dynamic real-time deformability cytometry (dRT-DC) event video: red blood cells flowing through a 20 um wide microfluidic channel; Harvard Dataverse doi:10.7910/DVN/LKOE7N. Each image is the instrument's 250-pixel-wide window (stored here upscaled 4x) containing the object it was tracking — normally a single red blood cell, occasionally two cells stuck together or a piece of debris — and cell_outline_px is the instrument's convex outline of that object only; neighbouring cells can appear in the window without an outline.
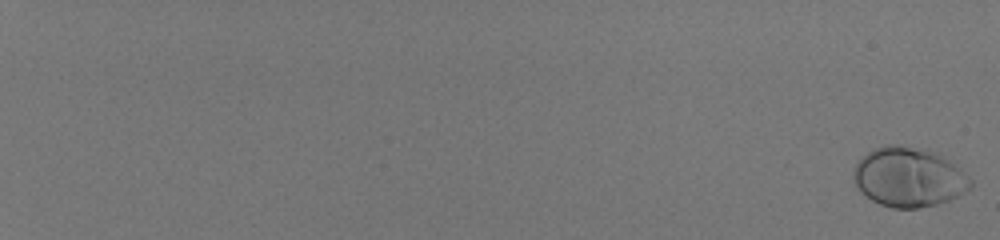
{"species": "human", "species_latin": "Homo sapiens", "temperature_condition": "room temperature", "stored_images_in_passage": 58, "camera_frame_rate_fps": 3000, "um_per_image_px": 0.085, "donor": {"sex": "male"}, "frame": {"image": 1, "passage_image": 1, "time_ms": 0.0, "image_size_px": [1000, 240], "cell_outline_px": [[972, 184], [968, 188], [956, 196], [948, 200], [936, 204], [920, 208], [892, 208], [880, 204], [872, 200], [860, 192], [852, 180], [852, 172], [856, 164], [872, 148], [884, 144], [896, 144], [928, 148], [940, 152], [968, 176], [972, 180]], "centroid_in_image_um": [77.21, 15.02], "position_along_channel_um": 7.8, "area_um2": 41.04}}
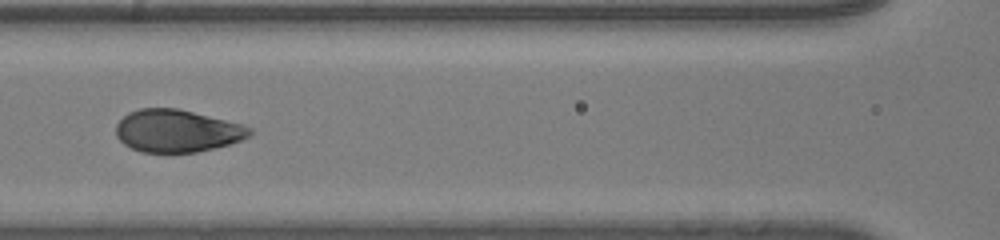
{"frame": {"image": 2, "passage_image": 34, "time_ms": 11.0, "image_size_px": [1000, 240], "cell_outline_px": [[252, 132], [248, 136], [240, 140], [228, 144], [196, 152], [140, 152], [124, 144], [116, 136], [116, 124], [128, 112], [140, 108], [180, 108], [244, 124], [252, 128]], "centroid_in_image_um": [15.04, 11.11], "position_along_channel_um": 151.6, "area_um2": 33.18}}
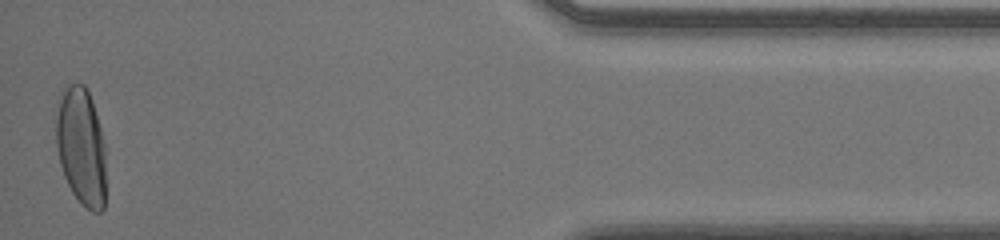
{"frame": {"image": 3, "passage_image": 58, "time_ms": 19.0, "image_size_px": [1000, 240], "cell_outline_px": [[104, 208], [100, 212], [92, 212], [84, 208], [80, 204], [72, 192], [64, 176], [60, 164], [56, 144], [56, 120], [60, 100], [68, 84], [84, 84], [88, 92], [100, 128], [104, 144]], "centroid_in_image_um": [6.89, 12.53], "position_along_channel_um": 428.3, "area_um2": 33.64}, "authors_computed_cell_mechanics": {"area_um2": 34.9401, "velocity_mm_per_s": 4.0619, "shape_relaxation_time_tau1_ms": 3.1848, "shape_relaxation_time_tau2_ms": null, "deformation_change_tau1": 0.1959, "deformation_change_tau2": null}}